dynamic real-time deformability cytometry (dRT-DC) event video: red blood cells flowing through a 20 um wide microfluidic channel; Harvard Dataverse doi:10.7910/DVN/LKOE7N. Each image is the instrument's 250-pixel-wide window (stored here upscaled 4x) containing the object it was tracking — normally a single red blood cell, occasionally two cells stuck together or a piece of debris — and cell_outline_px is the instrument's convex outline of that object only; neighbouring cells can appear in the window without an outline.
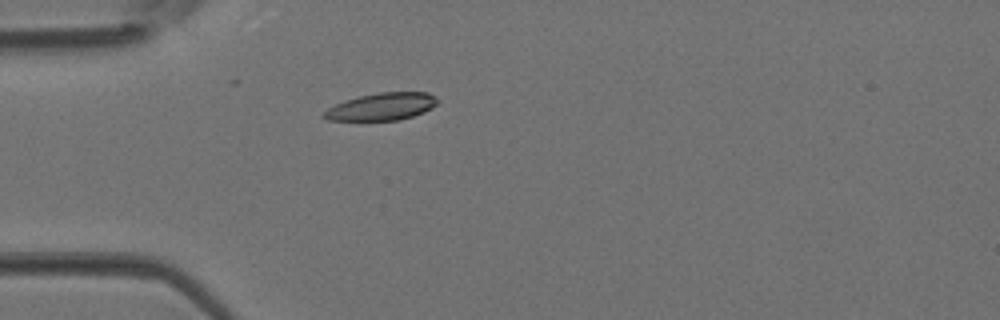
{"species": "Egyptian fruit bat (a non-hibernating species)", "species_latin": "Rousettus aegyptiacus", "temperature_condition": "room temperature", "stored_images_in_passage": 31, "camera_frame_rate_fps": 3000, "um_per_image_px": 0.085, "animal": {"sex": "female"}, "frame": {"image": 1, "passage_image": 1, "time_ms": 0.0, "image_size_px": [1000, 320], "cell_outline_px": [[440, 100], [432, 108], [424, 112], [400, 120], [328, 120], [320, 116], [328, 108], [344, 100], [360, 96], [380, 92], [428, 92], [436, 96]], "centroid_in_image_um": [32.47, 9.06], "position_along_channel_um": 52.5, "area_um2": 18.15}}
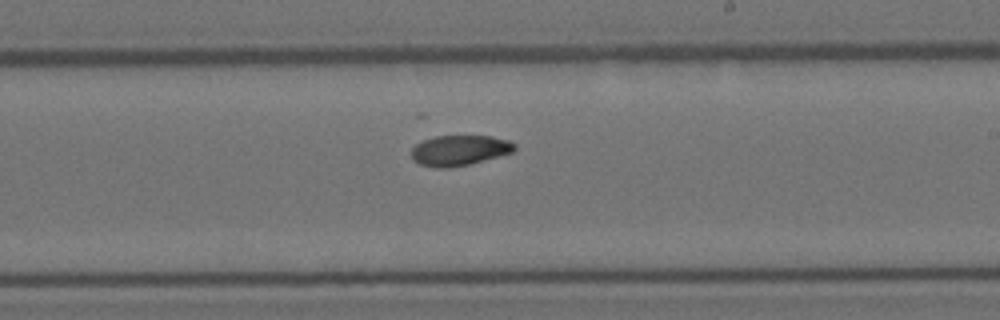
{"frame": {"image": 2, "passage_image": 14, "time_ms": 4.333, "image_size_px": [1000, 320], "cell_outline_px": [[516, 148], [512, 152], [468, 164], [448, 168], [436, 168], [420, 164], [412, 156], [412, 148], [416, 144], [424, 140], [436, 136], [492, 136], [508, 140], [516, 144]], "centroid_in_image_um": [39.06, 12.77], "position_along_channel_um": 249.9, "area_um2": 17.98}}
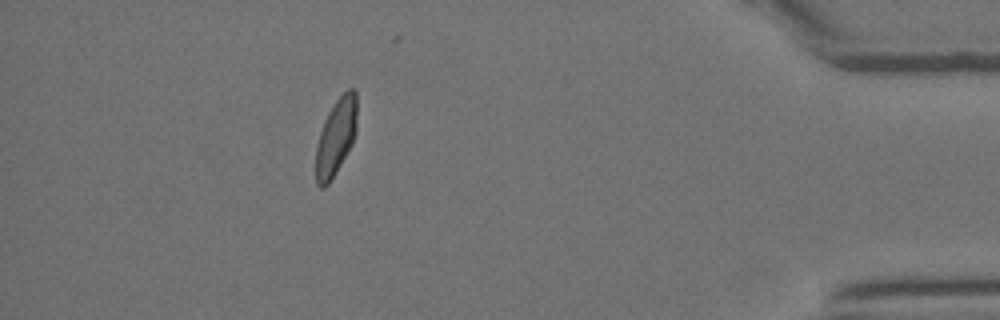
{"frame": {"image": 3, "passage_image": 27, "time_ms": 8.667, "image_size_px": [1000, 320], "cell_outline_px": [[356, 132], [352, 144], [336, 172], [328, 184], [324, 188], [320, 188], [316, 184], [316, 148], [320, 132], [324, 120], [328, 112], [336, 100], [348, 88], [352, 88], [356, 92]], "centroid_in_image_um": [28.55, 11.65], "position_along_channel_um": 406.7, "area_um2": 18.26}}